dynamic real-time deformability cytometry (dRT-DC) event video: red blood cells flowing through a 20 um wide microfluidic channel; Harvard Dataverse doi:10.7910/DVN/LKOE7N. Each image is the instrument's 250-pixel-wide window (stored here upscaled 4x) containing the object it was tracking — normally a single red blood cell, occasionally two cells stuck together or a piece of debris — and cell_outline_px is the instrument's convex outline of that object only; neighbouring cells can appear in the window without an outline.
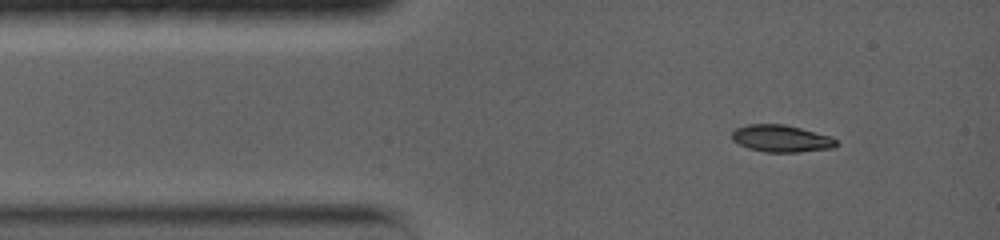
{"species": "common noctule bat (a hibernating species)", "species_latin": "Nyctalus noctula", "temperature_condition": "warm", "stored_images_in_passage": 24, "camera_frame_rate_fps": 5000, "um_per_image_px": 0.085, "animal": {"sex": "female", "body_mass_g": 19.0, "forearm_length_mm": 56.7}, "frame": {"image": 1, "passage_image": 1, "time_ms": 0.0, "image_size_px": [1000, 240], "cell_outline_px": [[840, 144], [832, 148], [800, 152], [764, 152], [748, 148], [732, 140], [732, 132], [736, 128], [748, 124], [784, 124], [832, 136]], "centroid_in_image_um": [66.43, 11.78], "position_along_channel_um": 18.6, "area_um2": 16.53}}
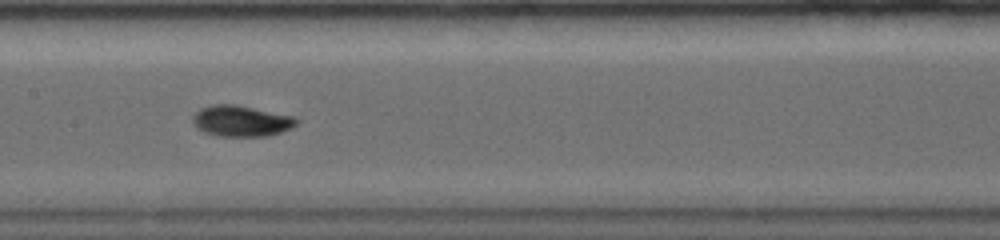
{"frame": {"image": 2, "passage_image": 9, "time_ms": 5.6, "image_size_px": [1000, 240], "cell_outline_px": [[300, 120], [292, 128], [268, 136], [220, 136], [204, 132], [196, 128], [192, 124], [192, 116], [200, 108], [212, 104], [236, 104], [292, 116]], "centroid_in_image_um": [20.47, 10.28], "position_along_channel_um": 186.9, "area_um2": 18.84}}
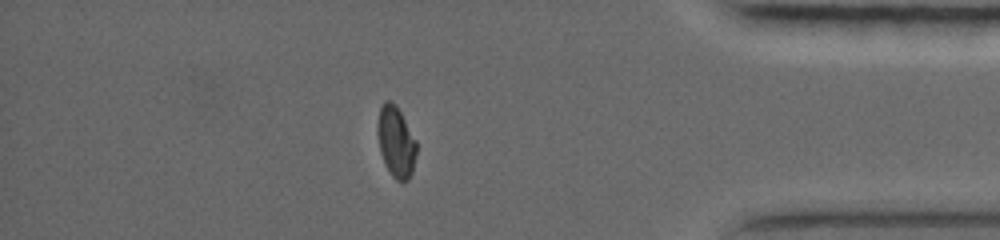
{"frame": {"image": 3, "passage_image": 19, "time_ms": 12.2, "image_size_px": [1000, 240], "cell_outline_px": [[416, 152], [412, 172], [408, 180], [396, 180], [392, 176], [380, 152], [376, 132], [376, 128], [380, 108], [384, 100], [392, 100], [396, 104], [416, 140]], "centroid_in_image_um": [33.64, 12.0], "position_along_channel_um": 401.6, "area_um2": 16.07}, "authors_computed_cell_mechanics": {"area_um2": 17.2244, "velocity_mm_per_s": 3.7137, "shape_relaxation_time_tau1_ms": 5.8064, "shape_relaxation_time_tau2_ms": null, "deformation_change_tau1": 0.2187, "deformation_change_tau2": null}}